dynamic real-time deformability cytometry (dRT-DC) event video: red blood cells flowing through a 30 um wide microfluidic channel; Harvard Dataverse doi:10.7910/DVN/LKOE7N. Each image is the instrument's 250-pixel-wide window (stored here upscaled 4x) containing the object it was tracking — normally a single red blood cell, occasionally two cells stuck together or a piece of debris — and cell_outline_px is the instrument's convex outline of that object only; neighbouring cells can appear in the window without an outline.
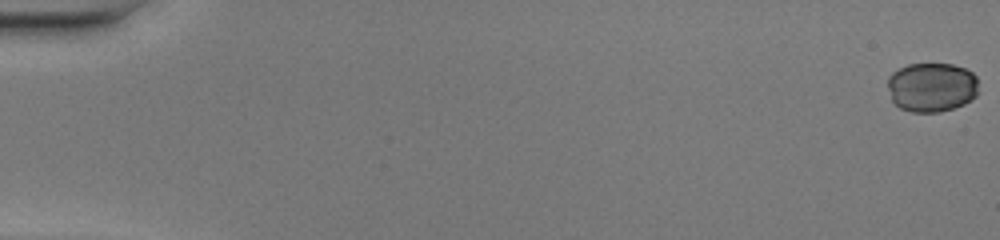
{"species": "common noctule bat (a hibernating species)", "species_latin": "Nyctalus noctula", "temperature_condition": "warm", "stored_images_in_passage": 51, "camera_frame_rate_fps": 3000, "um_per_image_px": 0.085, "animal": {"sex": "female", "body_mass_g": 20.0, "forearm_length_mm": 54.0}, "frame": {"image": 1, "passage_image": 1, "time_ms": 0.0, "image_size_px": [1000, 240], "cell_outline_px": [[976, 96], [972, 100], [964, 104], [940, 112], [912, 112], [900, 108], [892, 100], [888, 88], [888, 76], [892, 72], [908, 64], [952, 64], [964, 68], [972, 72], [976, 76]], "centroid_in_image_um": [79.18, 7.41], "position_along_channel_um": 5.8, "area_um2": 26.13}}
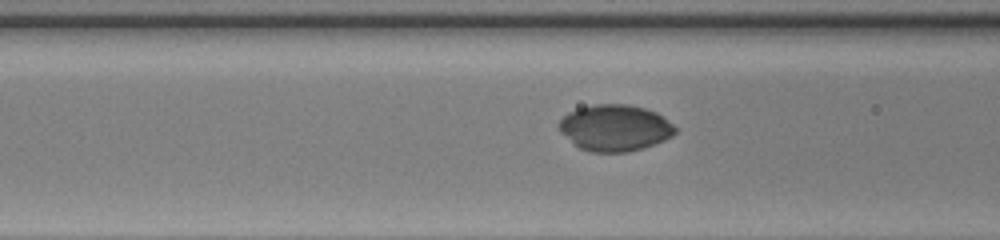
{"frame": {"image": 2, "passage_image": 22, "time_ms": 7.0, "image_size_px": [1000, 240], "cell_outline_px": [[676, 132], [672, 136], [664, 140], [644, 148], [628, 152], [592, 152], [580, 148], [560, 132], [556, 124], [568, 112], [576, 108], [592, 104], [628, 104], [644, 108], [656, 112], [664, 116], [676, 128]], "centroid_in_image_um": [52.26, 10.86], "position_along_channel_um": 114.3, "area_um2": 31.62}}
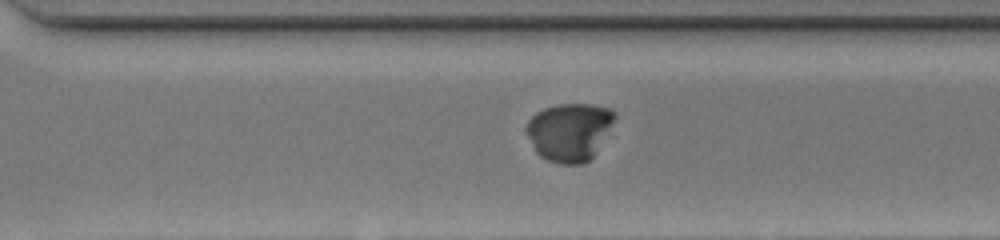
{"frame": {"image": 3, "passage_image": 37, "time_ms": 12.0, "image_size_px": [1000, 240], "cell_outline_px": [[616, 116], [592, 156], [584, 164], [560, 164], [548, 160], [540, 156], [536, 152], [524, 128], [528, 120], [536, 112], [544, 108], [556, 104], [592, 104], [612, 108], [616, 112]], "centroid_in_image_um": [48.37, 11.18], "position_along_channel_um": 322.2, "area_um2": 29.65}}